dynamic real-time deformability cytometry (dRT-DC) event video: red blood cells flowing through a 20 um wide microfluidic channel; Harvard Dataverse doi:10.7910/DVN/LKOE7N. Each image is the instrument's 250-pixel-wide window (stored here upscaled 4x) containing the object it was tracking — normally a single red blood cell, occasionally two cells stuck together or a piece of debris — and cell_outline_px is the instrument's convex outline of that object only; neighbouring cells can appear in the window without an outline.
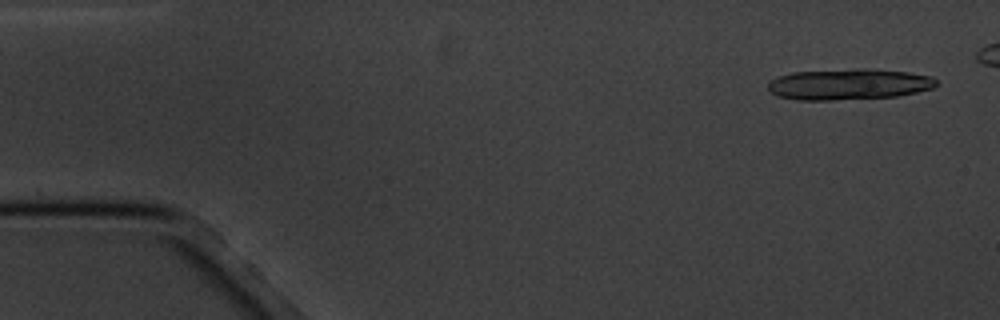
{"species": "common noctule bat (a hibernating species)", "species_latin": "Nyctalus noctula", "temperature_condition": "cold", "stored_images_in_passage": 5, "camera_frame_rate_fps": 3000, "um_per_image_px": 0.085, "animal": {"sex": "male", "body_mass_g": 20.1, "forearm_length_mm": 53.5}, "frame": {"image": 1, "passage_image": 1, "time_ms": 0.0, "image_size_px": [1000, 320], "cell_outline_px": [[936, 84], [932, 88], [916, 92], [896, 96], [828, 100], [796, 100], [780, 96], [772, 92], [768, 88], [768, 84], [772, 80], [780, 76], [792, 72], [860, 68], [868, 68], [908, 72], [932, 76], [936, 80]], "centroid_in_image_um": [72.16, 7.15], "position_along_channel_um": 12.8, "area_um2": 30.17}}